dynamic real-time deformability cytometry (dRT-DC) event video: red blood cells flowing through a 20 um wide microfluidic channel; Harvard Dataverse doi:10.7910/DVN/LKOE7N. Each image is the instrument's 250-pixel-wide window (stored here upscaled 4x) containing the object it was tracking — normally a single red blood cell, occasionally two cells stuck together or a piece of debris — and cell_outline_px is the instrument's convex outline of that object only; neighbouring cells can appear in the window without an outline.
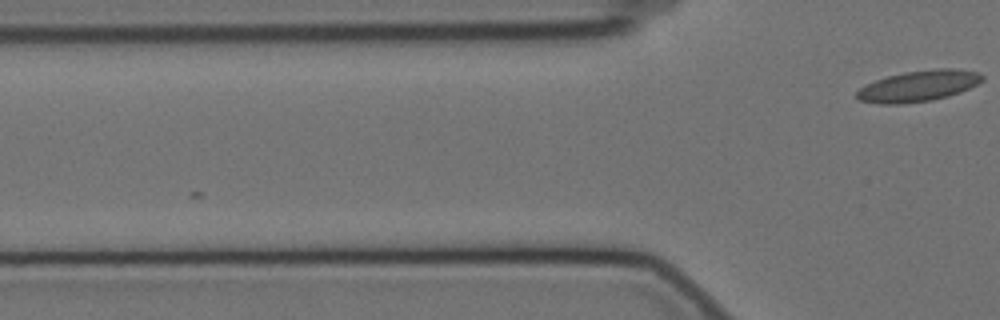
{"species": "Egyptian fruit bat (a non-hibernating species)", "species_latin": "Rousettus aegyptiacus", "temperature_condition": "cold", "stored_images_in_passage": 4, "camera_frame_rate_fps": 3000, "um_per_image_px": 0.085, "animal": {"sex": "female"}, "frame": {"image": 1, "passage_image": 4, "time_ms": 1.0, "image_size_px": [1000, 320], "cell_outline_px": [[984, 80], [960, 92], [948, 96], [932, 100], [904, 104], [880, 104], [860, 100], [856, 96], [856, 92], [860, 88], [876, 80], [888, 76], [904, 72], [936, 68], [952, 68], [980, 72], [984, 76]], "centroid_in_image_um": [78.1, 7.3], "position_along_channel_um": 47.7, "area_um2": 22.66}}